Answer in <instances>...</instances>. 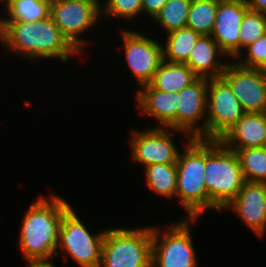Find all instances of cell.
Returning a JSON list of instances; mask_svg holds the SVG:
<instances>
[{"label": "cell", "instance_id": "15", "mask_svg": "<svg viewBox=\"0 0 266 267\" xmlns=\"http://www.w3.org/2000/svg\"><path fill=\"white\" fill-rule=\"evenodd\" d=\"M232 210L258 237L266 233V183L245 182L223 210Z\"/></svg>", "mask_w": 266, "mask_h": 267}, {"label": "cell", "instance_id": "26", "mask_svg": "<svg viewBox=\"0 0 266 267\" xmlns=\"http://www.w3.org/2000/svg\"><path fill=\"white\" fill-rule=\"evenodd\" d=\"M265 34L266 14L248 9L240 25V53Z\"/></svg>", "mask_w": 266, "mask_h": 267}, {"label": "cell", "instance_id": "20", "mask_svg": "<svg viewBox=\"0 0 266 267\" xmlns=\"http://www.w3.org/2000/svg\"><path fill=\"white\" fill-rule=\"evenodd\" d=\"M145 169V179L147 186L151 191L157 193L164 198L176 197L177 188V166L176 163L171 164H152Z\"/></svg>", "mask_w": 266, "mask_h": 267}, {"label": "cell", "instance_id": "32", "mask_svg": "<svg viewBox=\"0 0 266 267\" xmlns=\"http://www.w3.org/2000/svg\"><path fill=\"white\" fill-rule=\"evenodd\" d=\"M68 1H74V2H81L85 4H102V0H68Z\"/></svg>", "mask_w": 266, "mask_h": 267}, {"label": "cell", "instance_id": "10", "mask_svg": "<svg viewBox=\"0 0 266 267\" xmlns=\"http://www.w3.org/2000/svg\"><path fill=\"white\" fill-rule=\"evenodd\" d=\"M172 130L176 133H183L185 138L191 139L185 132L168 127L155 126L143 131H132L129 142L131 159L144 167L157 163H177L180 150L173 141Z\"/></svg>", "mask_w": 266, "mask_h": 267}, {"label": "cell", "instance_id": "23", "mask_svg": "<svg viewBox=\"0 0 266 267\" xmlns=\"http://www.w3.org/2000/svg\"><path fill=\"white\" fill-rule=\"evenodd\" d=\"M218 2L217 0H192L186 27L200 35H211L215 25Z\"/></svg>", "mask_w": 266, "mask_h": 267}, {"label": "cell", "instance_id": "33", "mask_svg": "<svg viewBox=\"0 0 266 267\" xmlns=\"http://www.w3.org/2000/svg\"><path fill=\"white\" fill-rule=\"evenodd\" d=\"M258 71H260L265 77H266V59L263 61V63L257 68Z\"/></svg>", "mask_w": 266, "mask_h": 267}, {"label": "cell", "instance_id": "22", "mask_svg": "<svg viewBox=\"0 0 266 267\" xmlns=\"http://www.w3.org/2000/svg\"><path fill=\"white\" fill-rule=\"evenodd\" d=\"M51 0H13L5 9L7 17L0 21L34 22L50 16Z\"/></svg>", "mask_w": 266, "mask_h": 267}, {"label": "cell", "instance_id": "3", "mask_svg": "<svg viewBox=\"0 0 266 267\" xmlns=\"http://www.w3.org/2000/svg\"><path fill=\"white\" fill-rule=\"evenodd\" d=\"M208 210L222 211L244 185L245 178L235 150L220 140L205 139V175Z\"/></svg>", "mask_w": 266, "mask_h": 267}, {"label": "cell", "instance_id": "11", "mask_svg": "<svg viewBox=\"0 0 266 267\" xmlns=\"http://www.w3.org/2000/svg\"><path fill=\"white\" fill-rule=\"evenodd\" d=\"M119 32L124 58L137 84L139 86L149 84L163 61V43L137 30L122 28Z\"/></svg>", "mask_w": 266, "mask_h": 267}, {"label": "cell", "instance_id": "1", "mask_svg": "<svg viewBox=\"0 0 266 267\" xmlns=\"http://www.w3.org/2000/svg\"><path fill=\"white\" fill-rule=\"evenodd\" d=\"M0 41L11 54L31 61L59 58L67 63L81 55L63 36L51 16L44 20L0 21Z\"/></svg>", "mask_w": 266, "mask_h": 267}, {"label": "cell", "instance_id": "4", "mask_svg": "<svg viewBox=\"0 0 266 267\" xmlns=\"http://www.w3.org/2000/svg\"><path fill=\"white\" fill-rule=\"evenodd\" d=\"M184 153L179 154L177 166L176 198L187 218H198L208 210V192L205 175V139H187Z\"/></svg>", "mask_w": 266, "mask_h": 267}, {"label": "cell", "instance_id": "27", "mask_svg": "<svg viewBox=\"0 0 266 267\" xmlns=\"http://www.w3.org/2000/svg\"><path fill=\"white\" fill-rule=\"evenodd\" d=\"M101 17L108 15L114 18L133 20L142 14V0H105L102 3Z\"/></svg>", "mask_w": 266, "mask_h": 267}, {"label": "cell", "instance_id": "16", "mask_svg": "<svg viewBox=\"0 0 266 267\" xmlns=\"http://www.w3.org/2000/svg\"><path fill=\"white\" fill-rule=\"evenodd\" d=\"M140 87L135 93L138 110L149 118H155L160 123L158 127L177 130L178 92H163L150 84Z\"/></svg>", "mask_w": 266, "mask_h": 267}, {"label": "cell", "instance_id": "2", "mask_svg": "<svg viewBox=\"0 0 266 267\" xmlns=\"http://www.w3.org/2000/svg\"><path fill=\"white\" fill-rule=\"evenodd\" d=\"M23 216L19 247L25 260H50L58 256L57 245L64 214L72 207L60 196L38 197Z\"/></svg>", "mask_w": 266, "mask_h": 267}, {"label": "cell", "instance_id": "12", "mask_svg": "<svg viewBox=\"0 0 266 267\" xmlns=\"http://www.w3.org/2000/svg\"><path fill=\"white\" fill-rule=\"evenodd\" d=\"M229 61L221 77L230 85L245 113H266V77L257 69Z\"/></svg>", "mask_w": 266, "mask_h": 267}, {"label": "cell", "instance_id": "30", "mask_svg": "<svg viewBox=\"0 0 266 267\" xmlns=\"http://www.w3.org/2000/svg\"><path fill=\"white\" fill-rule=\"evenodd\" d=\"M250 10L266 14V0H244Z\"/></svg>", "mask_w": 266, "mask_h": 267}, {"label": "cell", "instance_id": "14", "mask_svg": "<svg viewBox=\"0 0 266 267\" xmlns=\"http://www.w3.org/2000/svg\"><path fill=\"white\" fill-rule=\"evenodd\" d=\"M248 9L244 0L218 2L215 25L211 36L226 54V57H232L233 61L240 55V25Z\"/></svg>", "mask_w": 266, "mask_h": 267}, {"label": "cell", "instance_id": "29", "mask_svg": "<svg viewBox=\"0 0 266 267\" xmlns=\"http://www.w3.org/2000/svg\"><path fill=\"white\" fill-rule=\"evenodd\" d=\"M168 0H142V14L154 18Z\"/></svg>", "mask_w": 266, "mask_h": 267}, {"label": "cell", "instance_id": "31", "mask_svg": "<svg viewBox=\"0 0 266 267\" xmlns=\"http://www.w3.org/2000/svg\"><path fill=\"white\" fill-rule=\"evenodd\" d=\"M51 261V262H50ZM27 260L29 266L27 267H55L53 259L51 260Z\"/></svg>", "mask_w": 266, "mask_h": 267}, {"label": "cell", "instance_id": "34", "mask_svg": "<svg viewBox=\"0 0 266 267\" xmlns=\"http://www.w3.org/2000/svg\"><path fill=\"white\" fill-rule=\"evenodd\" d=\"M0 1H5L4 3H6V4H4V7L3 8H6L13 0H0Z\"/></svg>", "mask_w": 266, "mask_h": 267}, {"label": "cell", "instance_id": "17", "mask_svg": "<svg viewBox=\"0 0 266 267\" xmlns=\"http://www.w3.org/2000/svg\"><path fill=\"white\" fill-rule=\"evenodd\" d=\"M220 141L232 150L266 146V113H245Z\"/></svg>", "mask_w": 266, "mask_h": 267}, {"label": "cell", "instance_id": "18", "mask_svg": "<svg viewBox=\"0 0 266 267\" xmlns=\"http://www.w3.org/2000/svg\"><path fill=\"white\" fill-rule=\"evenodd\" d=\"M218 55L226 56L212 36L200 35L185 64L198 77L219 78L225 71L228 62L219 60Z\"/></svg>", "mask_w": 266, "mask_h": 267}, {"label": "cell", "instance_id": "28", "mask_svg": "<svg viewBox=\"0 0 266 267\" xmlns=\"http://www.w3.org/2000/svg\"><path fill=\"white\" fill-rule=\"evenodd\" d=\"M265 59L266 34L247 46L244 52H241L234 61L240 66L257 69Z\"/></svg>", "mask_w": 266, "mask_h": 267}, {"label": "cell", "instance_id": "6", "mask_svg": "<svg viewBox=\"0 0 266 267\" xmlns=\"http://www.w3.org/2000/svg\"><path fill=\"white\" fill-rule=\"evenodd\" d=\"M196 221L185 217L166 231L152 226V267H199L190 227Z\"/></svg>", "mask_w": 266, "mask_h": 267}, {"label": "cell", "instance_id": "21", "mask_svg": "<svg viewBox=\"0 0 266 267\" xmlns=\"http://www.w3.org/2000/svg\"><path fill=\"white\" fill-rule=\"evenodd\" d=\"M199 36V33L187 27L166 34L163 60L170 63H185Z\"/></svg>", "mask_w": 266, "mask_h": 267}, {"label": "cell", "instance_id": "19", "mask_svg": "<svg viewBox=\"0 0 266 267\" xmlns=\"http://www.w3.org/2000/svg\"><path fill=\"white\" fill-rule=\"evenodd\" d=\"M197 78L198 76L185 63H170L163 60L149 84L163 92H180Z\"/></svg>", "mask_w": 266, "mask_h": 267}, {"label": "cell", "instance_id": "13", "mask_svg": "<svg viewBox=\"0 0 266 267\" xmlns=\"http://www.w3.org/2000/svg\"><path fill=\"white\" fill-rule=\"evenodd\" d=\"M207 87L208 79L198 77L178 92L177 130L191 138L206 139Z\"/></svg>", "mask_w": 266, "mask_h": 267}, {"label": "cell", "instance_id": "8", "mask_svg": "<svg viewBox=\"0 0 266 267\" xmlns=\"http://www.w3.org/2000/svg\"><path fill=\"white\" fill-rule=\"evenodd\" d=\"M206 103V139L220 140L245 114L222 77L208 79Z\"/></svg>", "mask_w": 266, "mask_h": 267}, {"label": "cell", "instance_id": "9", "mask_svg": "<svg viewBox=\"0 0 266 267\" xmlns=\"http://www.w3.org/2000/svg\"><path fill=\"white\" fill-rule=\"evenodd\" d=\"M102 4H85L68 0H51L50 16L63 36L82 53L87 40L82 39L85 31L100 22ZM81 35V36H80Z\"/></svg>", "mask_w": 266, "mask_h": 267}, {"label": "cell", "instance_id": "24", "mask_svg": "<svg viewBox=\"0 0 266 267\" xmlns=\"http://www.w3.org/2000/svg\"><path fill=\"white\" fill-rule=\"evenodd\" d=\"M245 181L266 183V146L235 150Z\"/></svg>", "mask_w": 266, "mask_h": 267}, {"label": "cell", "instance_id": "5", "mask_svg": "<svg viewBox=\"0 0 266 267\" xmlns=\"http://www.w3.org/2000/svg\"><path fill=\"white\" fill-rule=\"evenodd\" d=\"M100 267H152V226L107 229Z\"/></svg>", "mask_w": 266, "mask_h": 267}, {"label": "cell", "instance_id": "7", "mask_svg": "<svg viewBox=\"0 0 266 267\" xmlns=\"http://www.w3.org/2000/svg\"><path fill=\"white\" fill-rule=\"evenodd\" d=\"M83 223L71 207L61 220L57 250L61 249L64 262L69 255L80 267H100L106 229L91 234Z\"/></svg>", "mask_w": 266, "mask_h": 267}, {"label": "cell", "instance_id": "25", "mask_svg": "<svg viewBox=\"0 0 266 267\" xmlns=\"http://www.w3.org/2000/svg\"><path fill=\"white\" fill-rule=\"evenodd\" d=\"M192 0H168L151 20L158 23L166 34L185 28Z\"/></svg>", "mask_w": 266, "mask_h": 267}]
</instances>
